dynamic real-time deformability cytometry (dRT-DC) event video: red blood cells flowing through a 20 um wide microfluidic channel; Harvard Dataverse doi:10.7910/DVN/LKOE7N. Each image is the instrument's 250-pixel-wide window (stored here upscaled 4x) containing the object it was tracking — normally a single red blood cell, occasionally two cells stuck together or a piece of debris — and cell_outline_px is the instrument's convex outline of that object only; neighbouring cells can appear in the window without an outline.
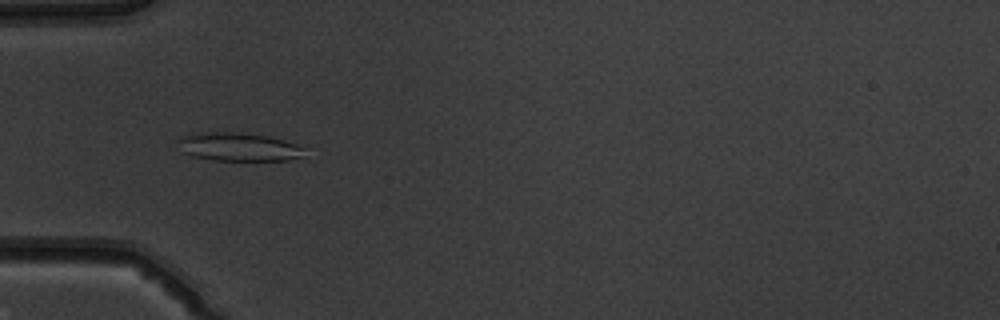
{"species": "common noctule bat (a hibernating species)", "species_latin": "Nyctalus noctula", "temperature_condition": "warm", "stored_images_in_passage": 51, "camera_frame_rate_fps": 3000, "um_per_image_px": 0.085, "animal": {"sex": "male", "body_mass_g": 19.5, "forearm_length_mm": 54.6}, "frame": {"image": 1, "passage_image": 17, "time_ms": 5.333, "image_size_px": [1000, 320], "cell_outline_px": [[308, 148], [304, 156], [288, 160], [212, 160], [192, 156], [184, 152], [176, 140], [180, 136], [196, 132], [232, 132], [268, 136], [308, 144]], "centroid_in_image_um": [20.4, 12.47], "position_along_channel_um": 64.6, "area_um2": 21.56}}
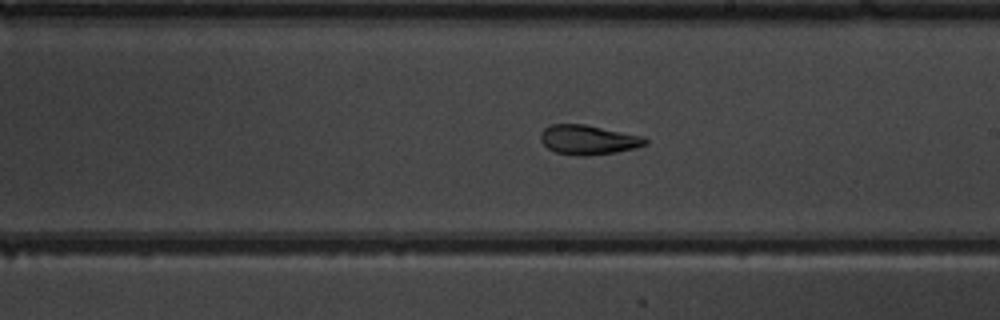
{"frame": {"image": 2, "passage_image": 30, "time_ms": 9.667, "image_size_px": [1000, 320], "cell_outline_px": [[648, 144], [636, 148], [616, 152], [588, 156], [576, 156], [556, 152], [548, 148], [540, 140], [540, 132], [544, 128], [552, 124], [584, 124], [644, 136], [648, 140]], "centroid_in_image_um": [50.02, 11.88], "position_along_channel_um": 239.0, "area_um2": 18.21}}
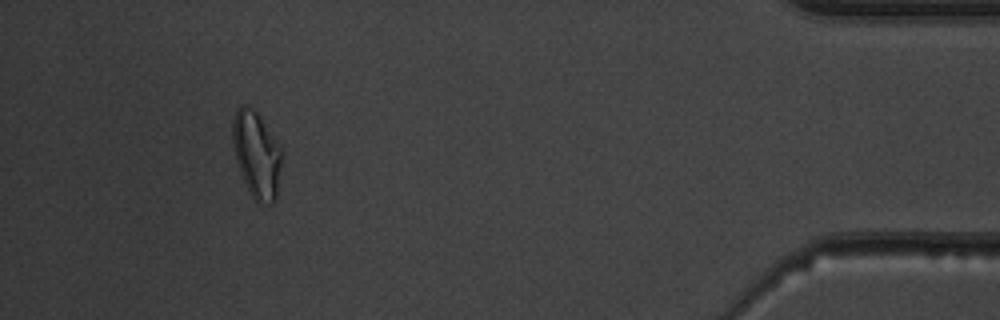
{"frame": {"image": 3, "passage_image": 47, "time_ms": 15.333, "image_size_px": [1000, 320], "cell_outline_px": [[284, 152], [276, 200], [272, 204], [268, 204], [256, 200], [252, 196], [240, 172], [236, 160], [232, 144], [232, 120], [236, 108], [240, 104], [244, 104], [252, 108], [256, 112]], "centroid_in_image_um": [21.81, 13.13], "position_along_channel_um": 413.4, "area_um2": 24.91}, "authors_computed_cell_mechanics": {"area_um2": 21.3282, "velocity_mm_per_s": 4.079, "shape_relaxation_time_tau1_ms": null, "shape_relaxation_time_tau2_ms": 2.8531, "deformation_change_tau1": null, "deformation_change_tau2": 0.1103}}